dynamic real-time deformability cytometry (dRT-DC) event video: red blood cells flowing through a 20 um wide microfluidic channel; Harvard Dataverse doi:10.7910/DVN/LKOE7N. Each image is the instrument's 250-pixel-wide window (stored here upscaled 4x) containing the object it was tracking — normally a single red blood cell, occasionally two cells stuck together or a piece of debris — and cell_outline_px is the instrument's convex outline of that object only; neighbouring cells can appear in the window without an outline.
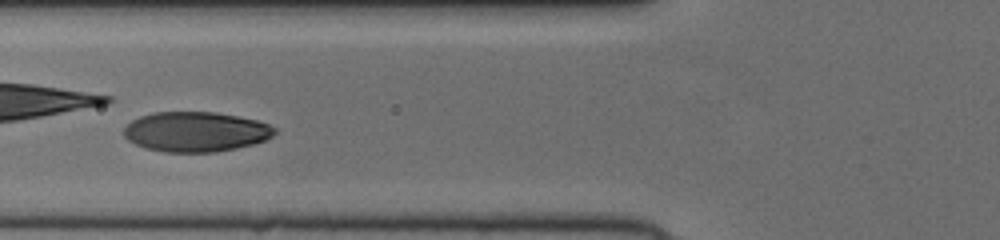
{"species": "human", "species_latin": "Homo sapiens", "temperature_condition": "cold", "stored_images_in_passage": 40, "camera_frame_rate_fps": 3000, "um_per_image_px": 0.085, "donor": {"sex": "female"}, "frame": {"image": 1, "passage_image": 10, "time_ms": 3.0, "image_size_px": [1000, 240], "cell_outline_px": [[276, 132], [272, 136], [264, 140], [252, 144], [236, 148], [216, 152], [164, 152], [144, 148], [128, 140], [124, 136], [124, 128], [132, 120], [140, 116], [152, 112], [216, 112], [256, 120], [268, 124], [276, 128]], "centroid_in_image_um": [16.62, 11.2], "position_along_channel_um": 109.2, "area_um2": 35.08}}
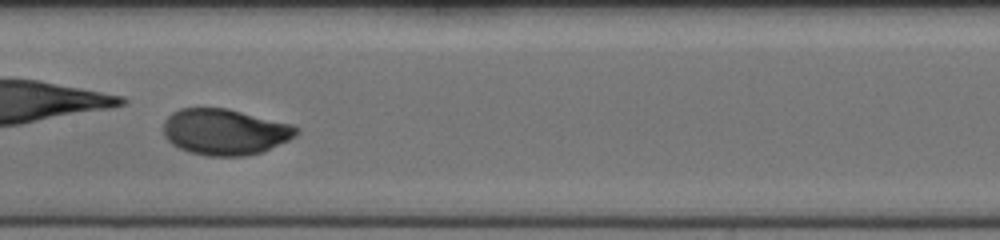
{"frame": {"image": 2, "passage_image": 16, "time_ms": 5.0, "image_size_px": [1000, 240], "cell_outline_px": [[300, 132], [296, 136], [264, 152], [244, 156], [208, 156], [188, 152], [172, 144], [164, 136], [164, 120], [172, 112], [180, 108], [228, 108], [292, 124], [300, 128]], "centroid_in_image_um": [19.14, 11.21], "position_along_channel_um": 188.3, "area_um2": 36.01}}
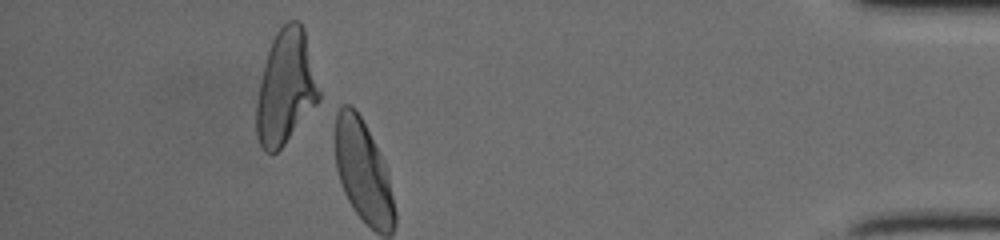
{"frame": {"image": 3, "passage_image": 36, "time_ms": 11.667, "image_size_px": [1000, 240], "cell_outline_px": [[320, 100], [284, 144], [276, 152], [264, 152], [256, 136], [256, 100], [268, 52], [272, 40], [276, 32], [288, 20], [300, 20], [304, 28], [320, 92]], "centroid_in_image_um": [24.28, 7.42], "position_along_channel_um": 410.9, "area_um2": 41.21}}